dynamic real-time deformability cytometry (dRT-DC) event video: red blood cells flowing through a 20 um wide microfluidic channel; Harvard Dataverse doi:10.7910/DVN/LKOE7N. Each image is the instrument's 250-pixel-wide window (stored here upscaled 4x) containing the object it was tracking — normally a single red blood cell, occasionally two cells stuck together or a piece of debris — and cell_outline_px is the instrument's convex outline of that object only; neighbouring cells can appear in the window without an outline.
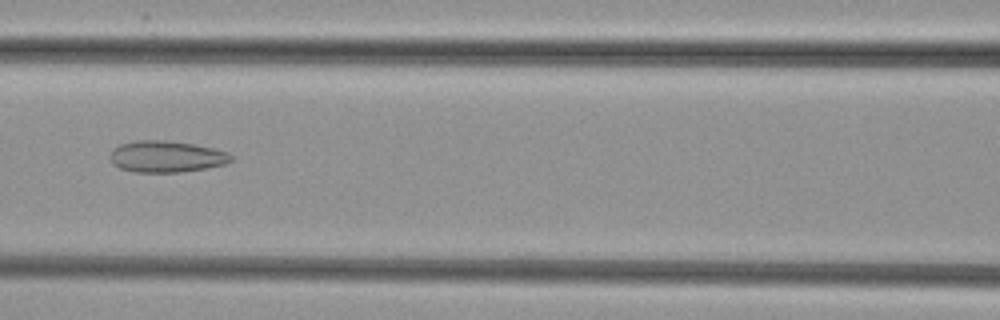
{"species": "common noctule bat (a hibernating species)", "species_latin": "Nyctalus noctula", "temperature_condition": "cold", "stored_images_in_passage": 32, "camera_frame_rate_fps": 3000, "um_per_image_px": 0.085, "animal": {"sex": "female", "body_mass_g": 29.2, "forearm_length_mm": 56.3}, "frame": {"image": 1, "passage_image": 9, "time_ms": 2.667, "image_size_px": [1000, 320], "cell_outline_px": [[232, 160], [224, 164], [204, 168], [180, 172], [132, 172], [120, 168], [112, 164], [108, 156], [112, 148], [120, 144], [136, 140], [164, 140], [192, 144], [212, 148], [224, 152], [232, 156]], "centroid_in_image_um": [14.04, 13.31], "position_along_channel_um": 152.6, "area_um2": 22.14}}
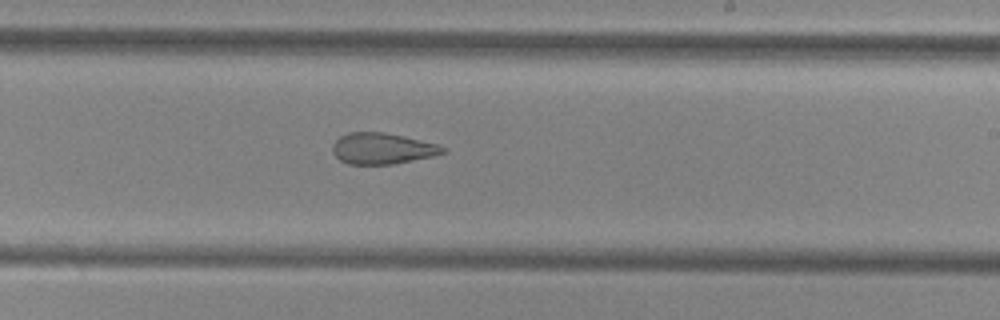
{"frame": {"image": 2, "passage_image": 17, "time_ms": 5.333, "image_size_px": [1000, 320], "cell_outline_px": [[448, 152], [432, 156], [392, 164], [348, 164], [340, 160], [332, 152], [332, 144], [340, 136], [348, 132], [384, 132], [404, 136], [436, 144], [448, 148]], "centroid_in_image_um": [32.49, 12.62], "position_along_channel_um": 256.5, "area_um2": 20.0}}
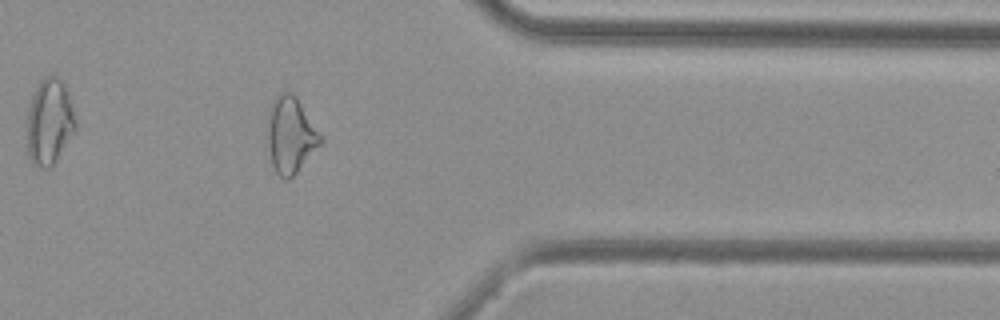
{"frame": {"image": 3, "passage_image": 28, "time_ms": 9.0, "image_size_px": [1000, 320], "cell_outline_px": [[324, 140], [296, 172], [288, 180], [284, 180], [276, 172], [272, 164], [268, 148], [268, 116], [272, 100], [280, 92], [292, 92], [296, 96]], "centroid_in_image_um": [24.69, 11.47], "position_along_channel_um": 386.7, "area_um2": 23.24}}